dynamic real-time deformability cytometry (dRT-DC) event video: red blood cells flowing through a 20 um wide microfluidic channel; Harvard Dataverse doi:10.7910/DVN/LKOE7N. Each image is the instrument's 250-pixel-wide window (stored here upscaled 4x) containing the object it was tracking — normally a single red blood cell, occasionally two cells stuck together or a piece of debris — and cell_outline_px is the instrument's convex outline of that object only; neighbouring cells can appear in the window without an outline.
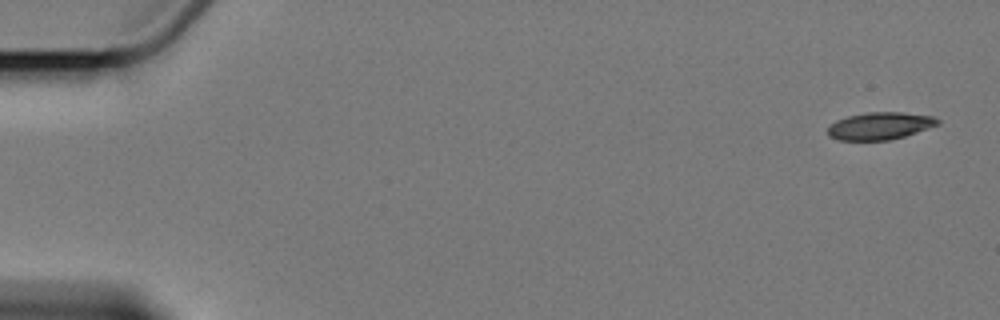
{"species": "Egyptian fruit bat (a non-hibernating species)", "species_latin": "Rousettus aegyptiacus", "temperature_condition": "cold", "stored_images_in_passage": 15, "camera_frame_rate_fps": 3000, "um_per_image_px": 0.085, "animal": {"sex": "female"}, "frame": {"image": 1, "passage_image": 1, "time_ms": 0.0, "image_size_px": [1000, 320], "cell_outline_px": [[940, 124], [904, 136], [888, 140], [840, 140], [828, 136], [828, 128], [836, 120], [848, 116], [868, 112], [900, 112], [932, 116], [940, 120]], "centroid_in_image_um": [74.79, 10.7], "position_along_channel_um": 10.2, "area_um2": 17.34}}
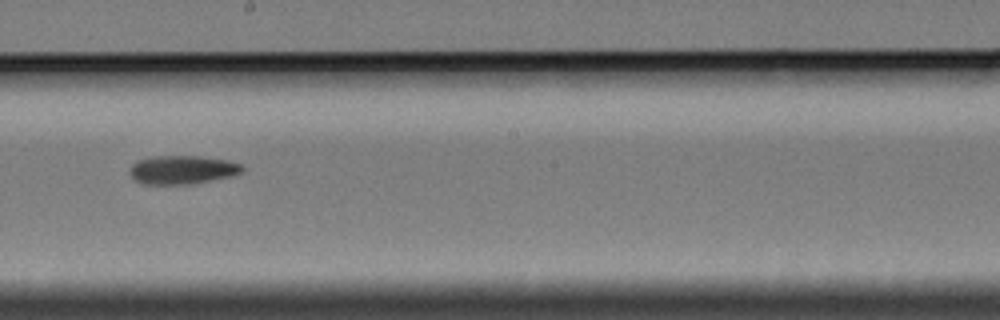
{"frame": {"image": 2, "passage_image": 9, "time_ms": 10.667, "image_size_px": [1000, 320], "cell_outline_px": [[244, 172], [232, 176], [188, 184], [144, 184], [136, 180], [128, 172], [132, 164], [136, 160], [152, 156], [200, 156], [228, 160], [244, 164]], "centroid_in_image_um": [15.52, 14.41], "position_along_channel_um": 232.7, "area_um2": 18.9}}
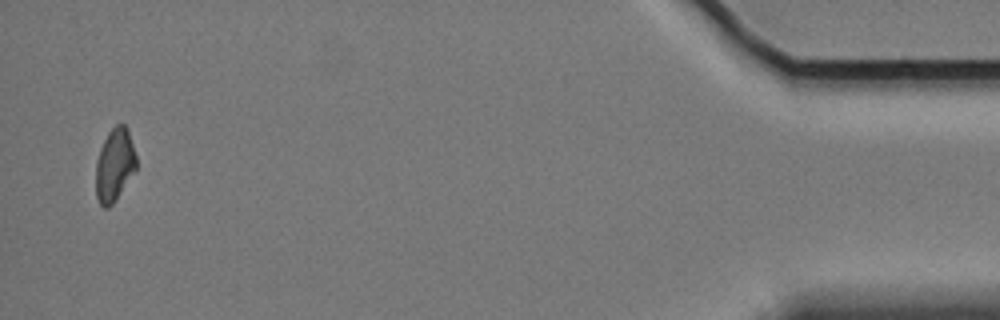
{"frame": {"image": 3, "passage_image": 15, "time_ms": 18.667, "image_size_px": [1000, 320], "cell_outline_px": [[136, 168], [116, 200], [108, 208], [104, 208], [100, 204], [96, 196], [96, 164], [100, 148], [108, 132], [116, 124], [124, 124], [128, 128], [136, 156]], "centroid_in_image_um": [9.73, 14.01], "position_along_channel_um": 425.5, "area_um2": 17.11}}